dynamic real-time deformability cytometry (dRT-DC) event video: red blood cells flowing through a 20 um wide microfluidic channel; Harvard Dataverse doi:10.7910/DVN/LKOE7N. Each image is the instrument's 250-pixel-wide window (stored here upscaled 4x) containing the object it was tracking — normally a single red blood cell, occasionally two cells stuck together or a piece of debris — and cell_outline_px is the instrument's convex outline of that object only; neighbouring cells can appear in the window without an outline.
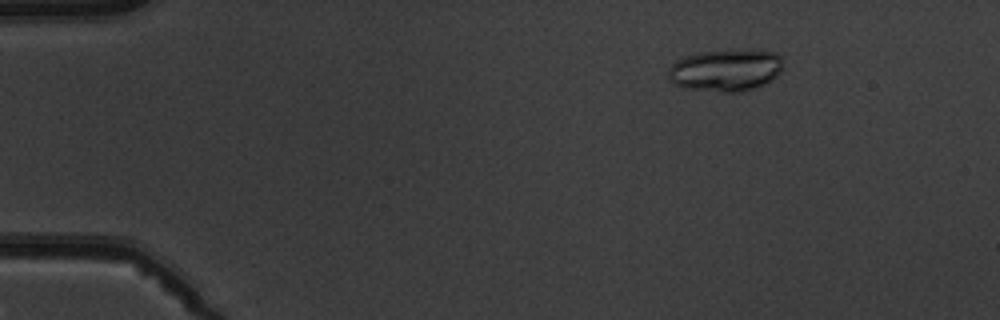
{"species": "common noctule bat (a hibernating species)", "species_latin": "Nyctalus noctula", "temperature_condition": "warm", "stored_images_in_passage": 3, "camera_frame_rate_fps": 3000, "um_per_image_px": 0.085, "animal": {"sex": "male", "body_mass_g": 19.5, "forearm_length_mm": 54.6}, "frame": {"image": 1, "passage_image": 1, "time_ms": 0.0, "image_size_px": [1000, 320], "cell_outline_px": [[784, 68], [772, 80], [756, 88], [740, 92], [720, 92], [684, 88], [672, 84], [668, 80], [668, 68], [676, 60], [684, 56], [700, 52], [752, 48], [756, 48], [776, 52], [784, 56]], "centroid_in_image_um": [61.74, 5.94], "position_along_channel_um": 23.3, "area_um2": 29.25}}